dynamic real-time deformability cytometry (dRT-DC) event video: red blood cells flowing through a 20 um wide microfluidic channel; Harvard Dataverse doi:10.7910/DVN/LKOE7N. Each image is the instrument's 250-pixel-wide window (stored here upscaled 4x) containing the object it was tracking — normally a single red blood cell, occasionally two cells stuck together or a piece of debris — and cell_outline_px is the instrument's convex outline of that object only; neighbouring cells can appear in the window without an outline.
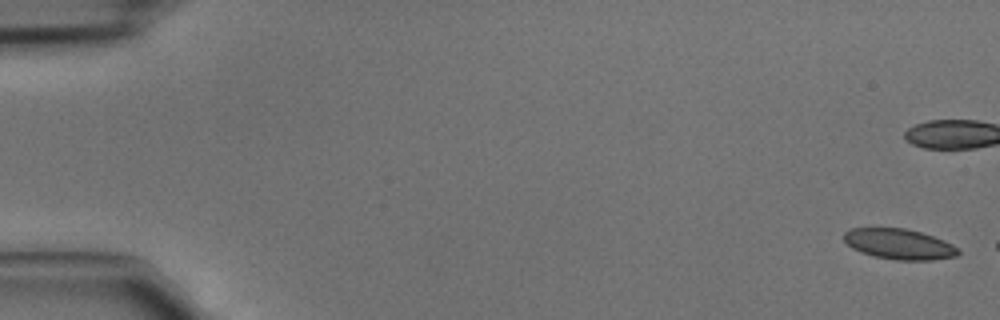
{"species": "common noctule bat (a hibernating species)", "species_latin": "Nyctalus noctula", "temperature_condition": "cold", "stored_images_in_passage": 7, "camera_frame_rate_fps": 3000, "um_per_image_px": 0.085, "animal": {"sex": "male", "body_mass_g": 15.6}, "frame": {"image": 1, "passage_image": 1, "time_ms": 0.0, "image_size_px": [1000, 320], "cell_outline_px": [[960, 252], [956, 256], [932, 260], [896, 260], [872, 256], [860, 252], [852, 248], [844, 240], [844, 232], [852, 228], [904, 228], [920, 232], [944, 240], [960, 248]], "centroid_in_image_um": [76.43, 20.75], "position_along_channel_um": 8.6, "area_um2": 20.35}}